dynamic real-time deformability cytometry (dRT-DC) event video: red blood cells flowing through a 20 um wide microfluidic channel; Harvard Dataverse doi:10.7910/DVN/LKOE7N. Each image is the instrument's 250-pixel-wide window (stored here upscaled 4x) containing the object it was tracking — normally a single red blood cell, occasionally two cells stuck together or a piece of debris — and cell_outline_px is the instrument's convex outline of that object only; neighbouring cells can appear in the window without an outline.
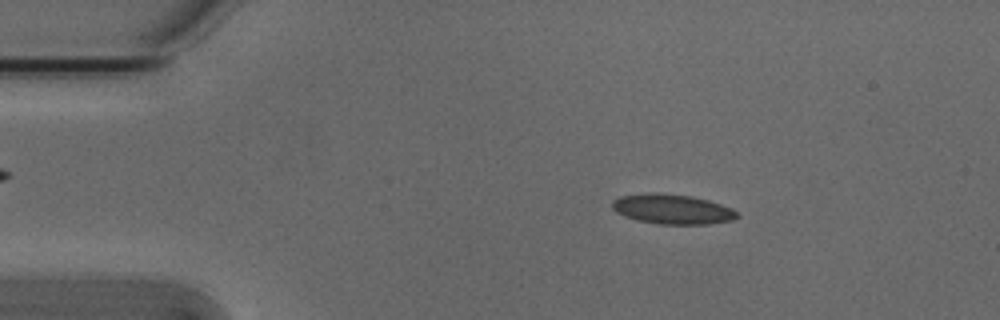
{"species": "Egyptian fruit bat (a non-hibernating species)", "species_latin": "Rousettus aegyptiacus", "temperature_condition": "cold", "stored_images_in_passage": 52, "camera_frame_rate_fps": 3000, "um_per_image_px": 0.085, "animal": {"sex": "male"}, "frame": {"image": 1, "passage_image": 8, "time_ms": 2.333, "image_size_px": [1000, 320], "cell_outline_px": [[740, 216], [732, 220], [708, 224], [660, 224], [636, 220], [624, 216], [616, 212], [612, 208], [612, 200], [620, 196], [692, 196], [708, 200], [732, 208]], "centroid_in_image_um": [57.2, 17.84], "position_along_channel_um": 27.8, "area_um2": 20.69}}
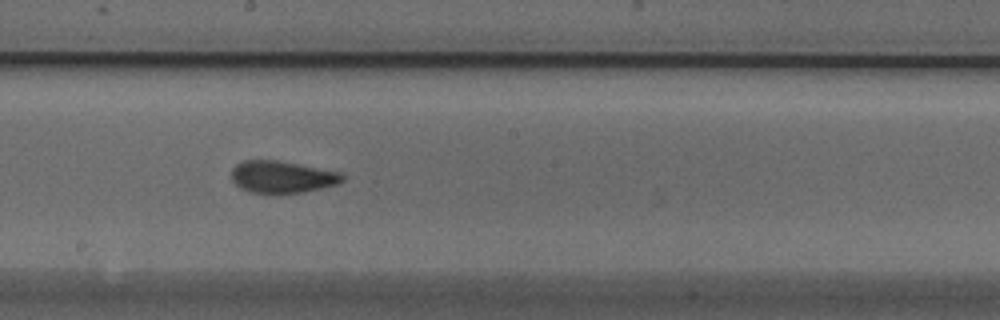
{"frame": {"image": 2, "passage_image": 28, "time_ms": 9.0, "image_size_px": [1000, 320], "cell_outline_px": [[344, 180], [336, 184], [304, 192], [280, 196], [252, 192], [240, 188], [232, 180], [232, 168], [236, 164], [244, 160], [276, 160], [340, 172], [344, 176]], "centroid_in_image_um": [23.95, 15.07], "position_along_channel_um": 224.3, "area_um2": 21.04}}
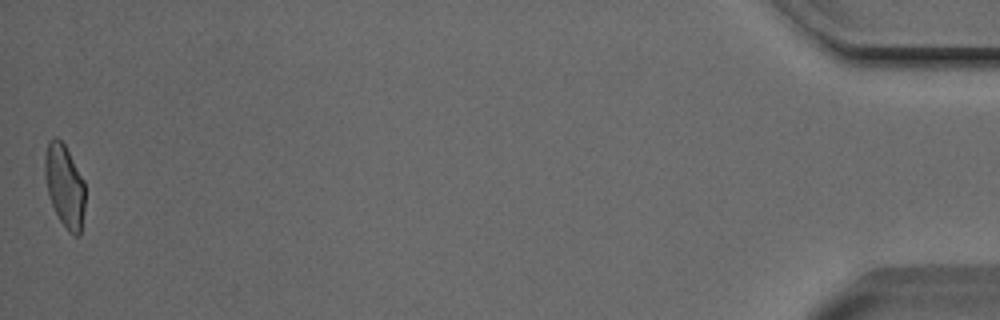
{"frame": {"image": 3, "passage_image": 52, "time_ms": 17.0, "image_size_px": [1000, 320], "cell_outline_px": [[84, 208], [80, 236], [72, 236], [68, 232], [60, 220], [52, 204], [48, 192], [44, 172], [44, 160], [48, 140], [56, 136], [64, 144], [84, 180]], "centroid_in_image_um": [5.49, 15.8], "position_along_channel_um": 429.7, "area_um2": 19.31}, "authors_computed_cell_mechanics": {"area_um2": 20.4901, "velocity_mm_per_s": 3.8244, "shape_relaxation_time_tau1_ms": 4.28, "shape_relaxation_time_tau2_ms": 1.5229, "deformation_change_tau1": 0.1322, "deformation_change_tau2": 0.0526}}